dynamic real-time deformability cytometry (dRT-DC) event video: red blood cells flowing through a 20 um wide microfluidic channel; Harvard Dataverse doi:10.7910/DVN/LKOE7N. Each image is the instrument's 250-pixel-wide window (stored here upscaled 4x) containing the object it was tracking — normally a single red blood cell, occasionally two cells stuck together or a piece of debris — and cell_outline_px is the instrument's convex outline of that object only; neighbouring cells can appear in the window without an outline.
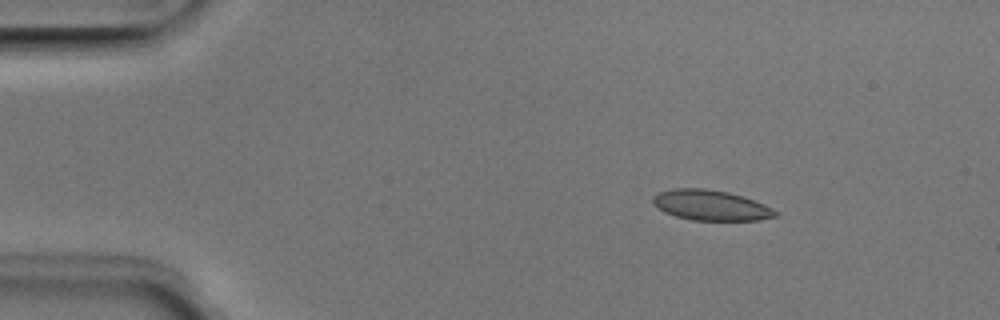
{"species": "Egyptian fruit bat (a non-hibernating species)", "species_latin": "Rousettus aegyptiacus", "temperature_condition": "room temperature", "stored_images_in_passage": 44, "camera_frame_rate_fps": 3000, "um_per_image_px": 0.085, "animal": {"sex": "male"}, "frame": {"image": 1, "passage_image": 1, "time_ms": 0.0, "image_size_px": [1000, 320], "cell_outline_px": [[780, 212], [776, 216], [760, 220], [692, 220], [676, 216], [664, 212], [652, 204], [652, 196], [660, 192], [672, 188], [704, 188], [728, 192], [764, 204]], "centroid_in_image_um": [60.39, 17.45], "position_along_channel_um": 24.6, "area_um2": 21.62}}
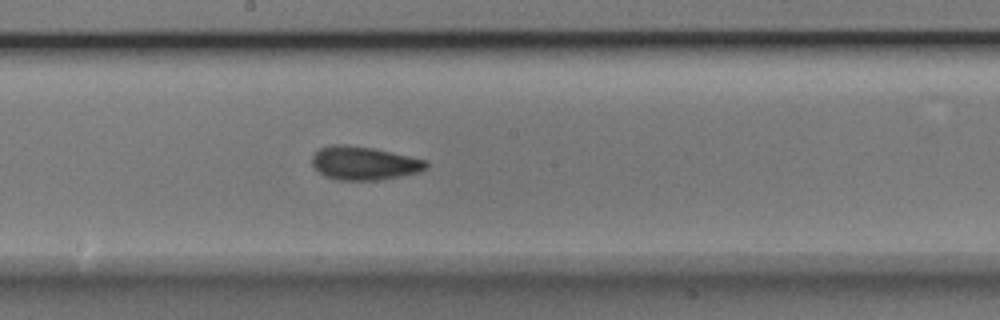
{"frame": {"image": 2, "passage_image": 21, "time_ms": 6.667, "image_size_px": [1000, 320], "cell_outline_px": [[428, 168], [420, 172], [376, 180], [336, 180], [324, 176], [312, 164], [312, 156], [320, 148], [332, 144], [344, 144], [372, 148], [428, 160]], "centroid_in_image_um": [30.95, 13.87], "position_along_channel_um": 217.3, "area_um2": 22.2}}
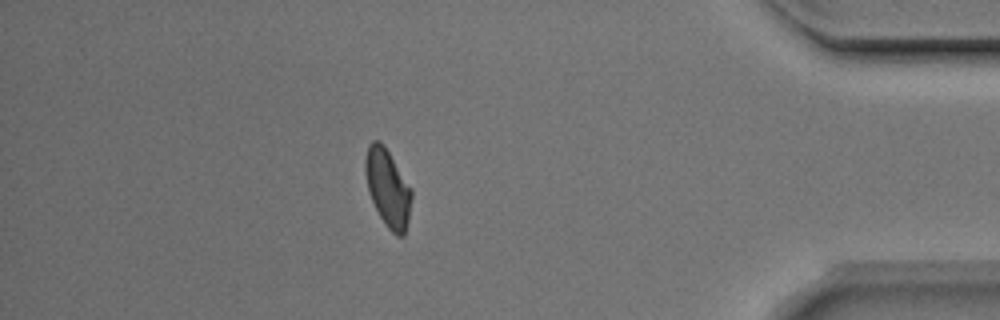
{"frame": {"image": 3, "passage_image": 38, "time_ms": 12.333, "image_size_px": [1000, 320], "cell_outline_px": [[412, 196], [408, 220], [404, 236], [396, 236], [388, 228], [380, 216], [372, 200], [368, 188], [364, 168], [364, 160], [368, 144], [372, 140], [380, 140], [384, 144], [412, 188]], "centroid_in_image_um": [32.96, 15.94], "position_along_channel_um": 402.2, "area_um2": 20.98}, "authors_computed_cell_mechanics": {"area_um2": 21.386, "velocity_mm_per_s": 3.9777, "shape_relaxation_time_tau1_ms": 5.4391, "shape_relaxation_time_tau2_ms": 3.7603, "deformation_change_tau1": 0.1339, "deformation_change_tau2": 0.0805}}